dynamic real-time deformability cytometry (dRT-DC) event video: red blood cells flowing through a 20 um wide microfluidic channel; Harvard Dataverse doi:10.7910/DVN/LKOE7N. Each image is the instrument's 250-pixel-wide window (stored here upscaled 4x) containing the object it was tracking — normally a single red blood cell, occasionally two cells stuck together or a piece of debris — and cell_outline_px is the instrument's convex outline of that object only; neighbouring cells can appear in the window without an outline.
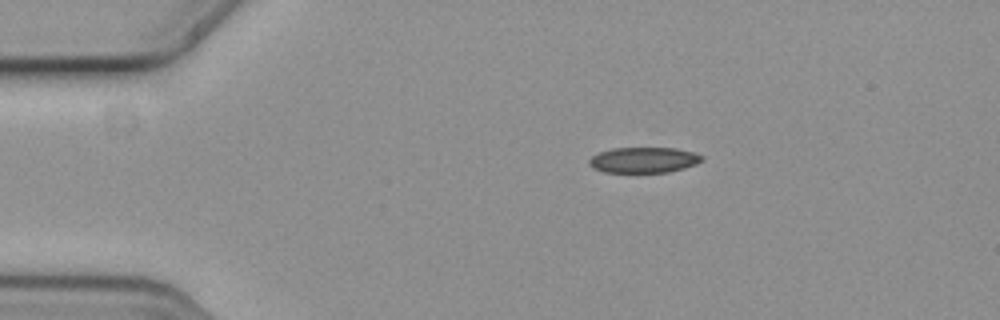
{"species": "common noctule bat (a hibernating species)", "species_latin": "Nyctalus noctula", "temperature_condition": "cold", "stored_images_in_passage": 5, "camera_frame_rate_fps": 3000, "um_per_image_px": 0.085, "animal": {"sex": "female", "body_mass_g": 19.3, "forearm_length_mm": 54.1}, "frame": {"image": 1, "passage_image": 1, "time_ms": 0.0, "image_size_px": [1000, 320], "cell_outline_px": [[704, 160], [696, 164], [684, 168], [668, 172], [604, 172], [592, 168], [588, 164], [588, 160], [592, 156], [600, 152], [612, 148], [676, 148], [696, 152], [704, 156]], "centroid_in_image_um": [54.74, 13.59], "position_along_channel_um": 30.3, "area_um2": 16.99}}
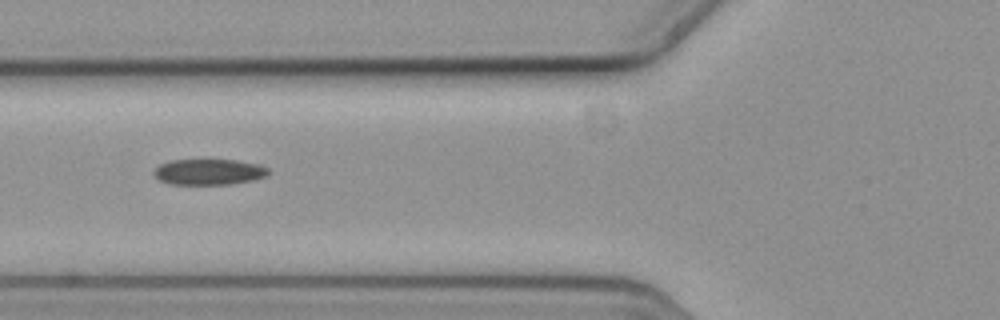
{"frame": {"image": 2, "passage_image": 4, "time_ms": 1.0, "image_size_px": [1000, 320], "cell_outline_px": [[272, 172], [268, 176], [252, 180], [232, 184], [168, 184], [160, 180], [152, 172], [160, 164], [168, 160], [236, 160], [260, 164], [268, 168]], "centroid_in_image_um": [17.8, 14.61], "position_along_channel_um": 108.0, "area_um2": 17.4}}
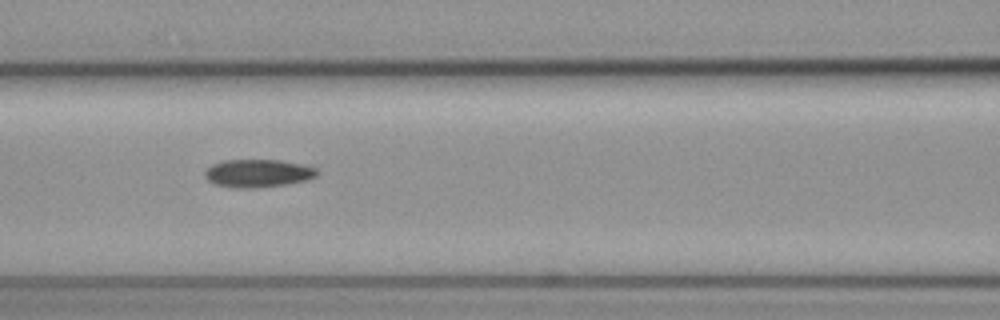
{"frame": {"image": 3, "passage_image": 5, "time_ms": 1.333, "image_size_px": [1000, 320], "cell_outline_px": [[316, 176], [304, 180], [284, 184], [256, 188], [236, 188], [216, 184], [208, 180], [204, 176], [204, 172], [212, 164], [224, 160], [280, 160], [300, 164], [316, 168]], "centroid_in_image_um": [21.87, 14.72], "position_along_channel_um": 144.7, "area_um2": 17.98}}